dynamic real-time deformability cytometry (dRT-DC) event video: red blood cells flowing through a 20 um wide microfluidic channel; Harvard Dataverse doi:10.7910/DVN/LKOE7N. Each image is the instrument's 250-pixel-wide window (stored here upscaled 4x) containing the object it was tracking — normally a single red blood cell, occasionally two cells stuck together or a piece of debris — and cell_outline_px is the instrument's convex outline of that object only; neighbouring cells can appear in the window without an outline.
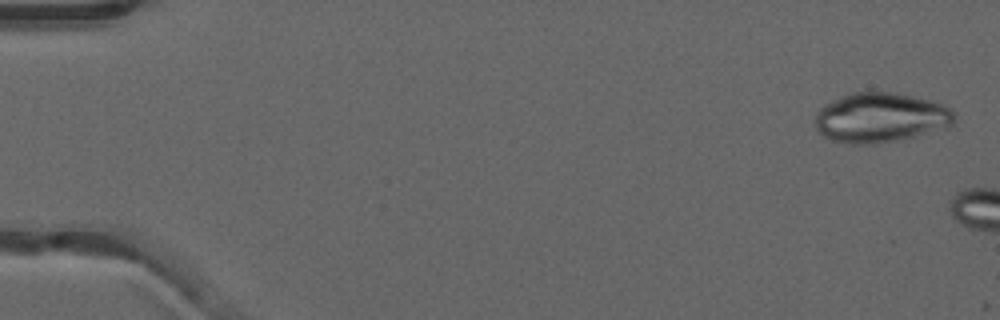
{"species": "common noctule bat (a hibernating species)", "species_latin": "Nyctalus noctula", "temperature_condition": "warm", "stored_images_in_passage": 5, "camera_frame_rate_fps": 3000, "um_per_image_px": 0.085, "animal": {"sex": "male", "forearm_length_mm": 52.5}, "frame": {"image": 1, "passage_image": 1, "time_ms": 0.0, "image_size_px": [1000, 320], "cell_outline_px": [[952, 124], [948, 128], [900, 140], [876, 144], [852, 144], [832, 140], [824, 136], [816, 128], [816, 112], [824, 104], [848, 92], [896, 92], [944, 104], [952, 112]], "centroid_in_image_um": [74.82, 10.0], "position_along_channel_um": 10.2, "area_um2": 40.46}}